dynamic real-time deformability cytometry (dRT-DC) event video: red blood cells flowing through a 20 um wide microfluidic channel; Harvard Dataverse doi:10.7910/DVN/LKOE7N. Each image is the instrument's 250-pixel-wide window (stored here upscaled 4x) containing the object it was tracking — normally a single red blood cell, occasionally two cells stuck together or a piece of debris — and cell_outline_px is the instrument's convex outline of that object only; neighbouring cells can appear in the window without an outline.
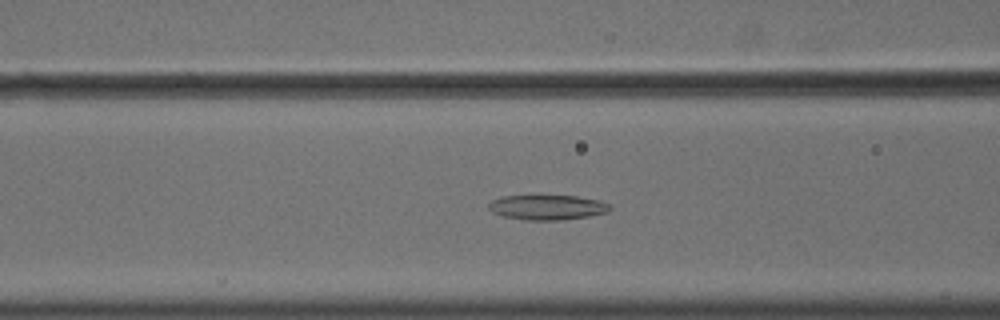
{"species": "common noctule bat (a hibernating species)", "species_latin": "Nyctalus noctula", "temperature_condition": "cold", "stored_images_in_passage": 57, "camera_frame_rate_fps": 3000, "um_per_image_px": 0.085, "animal": {"sex": "male", "body_mass_g": 18.8}, "frame": {"image": 1, "passage_image": 24, "time_ms": 7.667, "image_size_px": [1000, 320], "cell_outline_px": [[612, 208], [608, 212], [588, 216], [560, 220], [524, 220], [504, 216], [492, 212], [488, 208], [488, 204], [492, 200], [504, 196], [576, 196], [600, 200], [612, 204]], "centroid_in_image_um": [46.56, 17.62], "position_along_channel_um": 120.0, "area_um2": 17.63}}
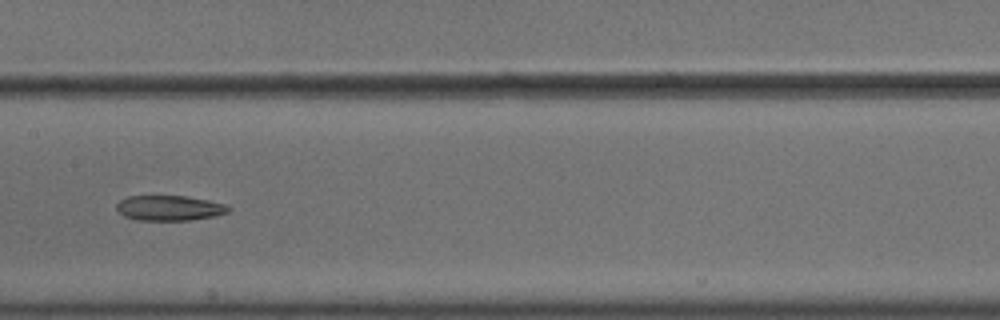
{"frame": {"image": 2, "passage_image": 30, "time_ms": 9.667, "image_size_px": [1000, 320], "cell_outline_px": [[232, 208], [228, 212], [216, 216], [192, 220], [136, 220], [124, 216], [116, 208], [116, 204], [120, 200], [128, 196], [184, 196], [208, 200], [228, 204]], "centroid_in_image_um": [14.44, 17.68], "position_along_channel_um": 193.0, "area_um2": 16.53}}
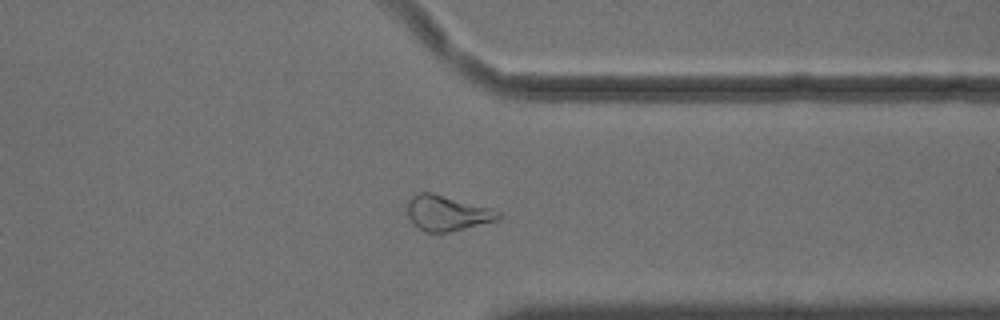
{"frame": {"image": 3, "passage_image": 45, "time_ms": 14.667, "image_size_px": [1000, 320], "cell_outline_px": [[500, 216], [496, 220], [448, 232], [424, 232], [416, 228], [412, 224], [408, 216], [408, 200], [416, 192], [432, 192], [488, 208], [500, 212]], "centroid_in_image_um": [37.91, 18.11], "position_along_channel_um": 373.5, "area_um2": 18.44}}